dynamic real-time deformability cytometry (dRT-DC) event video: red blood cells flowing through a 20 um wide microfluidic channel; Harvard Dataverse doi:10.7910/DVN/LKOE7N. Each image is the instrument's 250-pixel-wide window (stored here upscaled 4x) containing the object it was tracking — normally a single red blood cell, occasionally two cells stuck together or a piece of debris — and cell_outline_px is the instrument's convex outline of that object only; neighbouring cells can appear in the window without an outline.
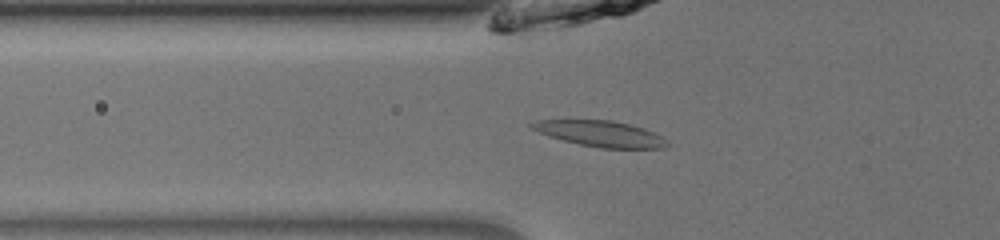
{"species": "common noctule bat (a hibernating species)", "species_latin": "Nyctalus noctula", "temperature_condition": "room temperature", "stored_images_in_passage": 52, "camera_frame_rate_fps": 3000, "um_per_image_px": 0.085, "animal": {"sex": "male", "body_mass_g": 13.0, "forearm_length_mm": 53.1}, "frame": {"image": 1, "passage_image": 20, "time_ms": 6.333, "image_size_px": [1000, 240], "cell_outline_px": [[668, 144], [664, 148], [600, 148], [580, 144], [548, 136], [532, 128], [528, 124], [536, 120], [612, 120], [644, 128], [664, 136], [668, 140]], "centroid_in_image_um": [51.08, 11.36], "position_along_channel_um": 74.7, "area_um2": 20.35}}
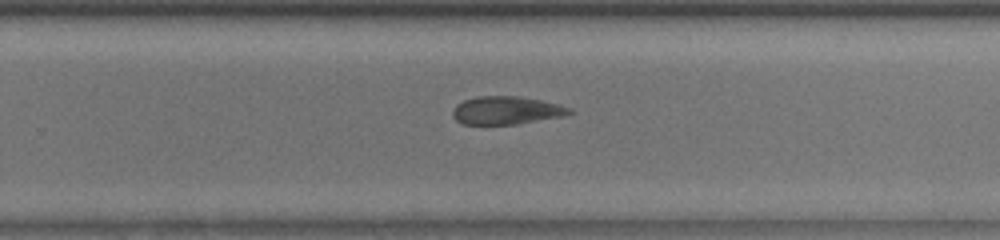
{"frame": {"image": 2, "passage_image": 36, "time_ms": 11.667, "image_size_px": [1000, 240], "cell_outline_px": [[572, 112], [564, 116], [516, 124], [464, 124], [456, 120], [452, 116], [452, 112], [456, 104], [464, 100], [476, 96], [516, 96], [540, 100], [560, 104], [572, 108]], "centroid_in_image_um": [43.04, 9.38], "position_along_channel_um": 286.8, "area_um2": 19.07}}
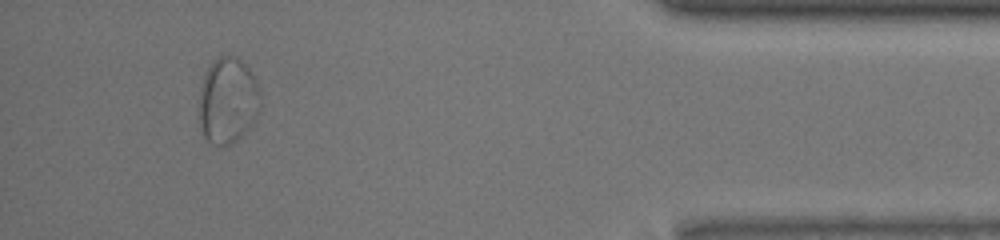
{"frame": {"image": 3, "passage_image": 49, "time_ms": 16.0, "image_size_px": [1000, 240], "cell_outline_px": [[260, 108], [252, 124], [236, 140], [228, 144], [212, 144], [204, 136], [200, 128], [200, 88], [204, 76], [208, 68], [220, 56], [236, 56], [252, 72], [256, 80], [260, 92]], "centroid_in_image_um": [19.38, 8.54], "position_along_channel_um": 415.8, "area_um2": 30.35}, "authors_computed_cell_mechanics": {"area_um2": 21.4149, "velocity_mm_per_s": 3.964, "shape_relaxation_time_tau1_ms": 9.7535, "shape_relaxation_time_tau2_ms": 3.3594, "deformation_change_tau1": 0.2168, "deformation_change_tau2": 0.0903}}